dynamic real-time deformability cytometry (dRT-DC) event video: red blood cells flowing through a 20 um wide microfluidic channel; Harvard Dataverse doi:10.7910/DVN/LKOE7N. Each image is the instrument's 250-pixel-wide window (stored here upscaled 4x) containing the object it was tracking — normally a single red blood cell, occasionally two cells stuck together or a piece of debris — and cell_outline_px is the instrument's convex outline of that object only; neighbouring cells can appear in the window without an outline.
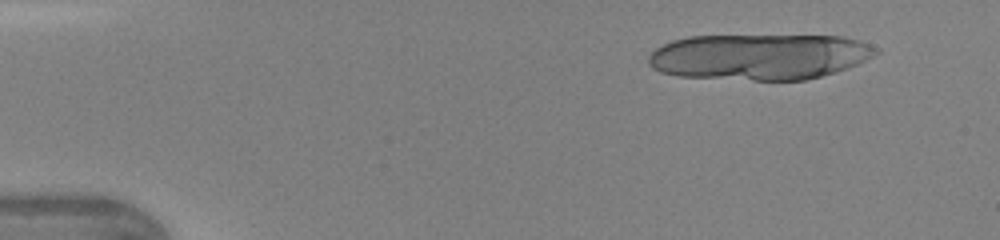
{"species": "human", "species_latin": "Homo sapiens", "temperature_condition": "warm", "stored_images_in_passage": 7, "camera_frame_rate_fps": 3000, "um_per_image_px": 0.085, "donor": {"sex": "female"}, "frame": {"image": 1, "passage_image": 2, "time_ms": 0.333, "image_size_px": [1000, 240], "cell_outline_px": [[880, 52], [856, 64], [836, 72], [804, 80], [752, 80], [680, 76], [660, 72], [652, 68], [648, 64], [648, 56], [656, 48], [672, 40], [688, 36], [840, 36], [860, 40], [880, 48]], "centroid_in_image_um": [64.55, 4.82], "position_along_channel_um": 20.5, "area_um2": 60.86}}
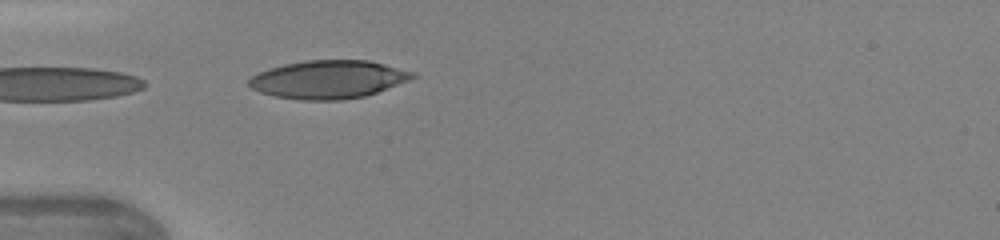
{"frame": {"image": 2, "passage_image": 7, "time_ms": 2.0, "image_size_px": [1000, 240], "cell_outline_px": [[416, 76], [408, 80], [376, 92], [364, 96], [340, 100], [300, 100], [276, 96], [260, 92], [252, 88], [248, 84], [248, 80], [252, 76], [260, 72], [284, 64], [308, 60], [368, 60], [384, 64], [412, 72]], "centroid_in_image_um": [27.88, 6.75], "position_along_channel_um": 57.1, "area_um2": 35.84}}